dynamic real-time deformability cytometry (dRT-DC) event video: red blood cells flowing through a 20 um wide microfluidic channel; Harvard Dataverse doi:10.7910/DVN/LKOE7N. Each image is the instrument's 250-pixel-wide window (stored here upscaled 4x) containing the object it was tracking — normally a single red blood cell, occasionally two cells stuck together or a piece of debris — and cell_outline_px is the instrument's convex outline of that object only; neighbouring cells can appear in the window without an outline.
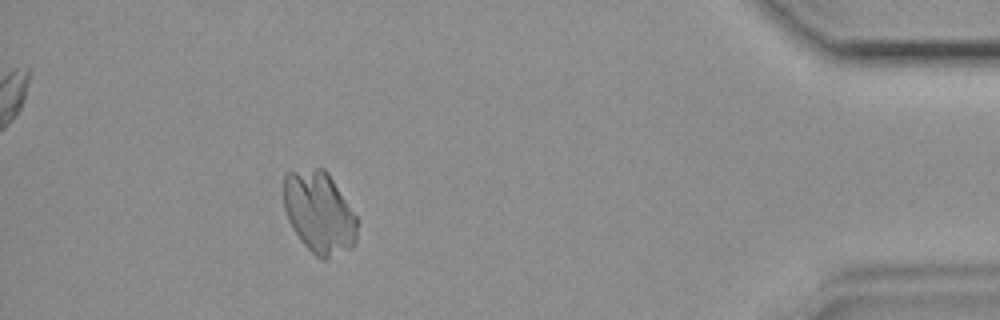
{"species": "common noctule bat (a hibernating species)", "species_latin": "Nyctalus noctula", "temperature_condition": "room temperature", "stored_images_in_passage": 34, "camera_frame_rate_fps": 3000, "um_per_image_px": 0.085, "animal": {"sex": "female", "body_mass_g": 19.9}, "frame": {"image": 1, "passage_image": 29, "time_ms": 9.333, "image_size_px": [1000, 320], "cell_outline_px": [[356, 244], [352, 248], [324, 260], [316, 256], [300, 240], [292, 228], [288, 220], [284, 208], [284, 172], [316, 168], [324, 168], [328, 172], [356, 216]], "centroid_in_image_um": [27.12, 18.06], "position_along_channel_um": 408.1, "area_um2": 35.08}}